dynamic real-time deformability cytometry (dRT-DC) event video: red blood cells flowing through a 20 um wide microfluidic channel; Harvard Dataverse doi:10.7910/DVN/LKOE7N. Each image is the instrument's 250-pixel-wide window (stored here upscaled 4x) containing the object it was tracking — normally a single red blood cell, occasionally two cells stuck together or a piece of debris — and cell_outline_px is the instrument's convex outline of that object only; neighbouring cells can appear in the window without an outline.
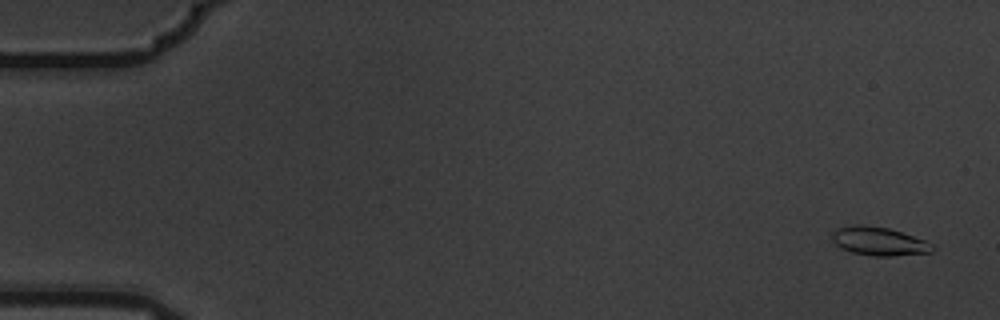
{"species": "common noctule bat (a hibernating species)", "species_latin": "Nyctalus noctula", "temperature_condition": "warm", "stored_images_in_passage": 5, "camera_frame_rate_fps": 3000, "um_per_image_px": 0.085, "animal": {"sex": "male", "body_mass_g": 19.5, "forearm_length_mm": 54.6}, "frame": {"image": 1, "passage_image": 1, "time_ms": 0.0, "image_size_px": [1000, 320], "cell_outline_px": [[936, 248], [932, 252], [892, 256], [872, 256], [852, 252], [840, 248], [832, 240], [832, 232], [836, 228], [852, 224], [864, 224], [888, 228], [924, 240], [932, 244]], "centroid_in_image_um": [74.67, 20.5], "position_along_channel_um": 10.3, "area_um2": 16.76}}